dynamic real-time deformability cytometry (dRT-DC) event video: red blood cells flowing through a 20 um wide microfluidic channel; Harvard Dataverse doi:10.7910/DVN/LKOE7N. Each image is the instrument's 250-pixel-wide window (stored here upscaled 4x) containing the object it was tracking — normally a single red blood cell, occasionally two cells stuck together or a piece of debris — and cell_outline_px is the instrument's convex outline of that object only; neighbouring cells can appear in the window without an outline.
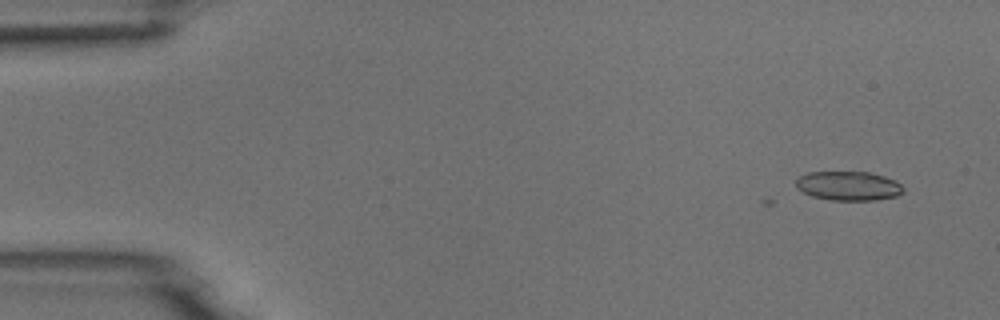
{"species": "common noctule bat (a hibernating species)", "species_latin": "Nyctalus noctula", "temperature_condition": "room temperature", "stored_images_in_passage": 3, "camera_frame_rate_fps": 3000, "um_per_image_px": 0.085, "animal": {"sex": "male", "body_mass_g": 18.8}, "frame": {"image": 1, "passage_image": 3, "time_ms": 2.333, "image_size_px": [1000, 320], "cell_outline_px": [[904, 192], [896, 196], [876, 200], [828, 200], [812, 196], [796, 188], [796, 176], [808, 172], [868, 172], [884, 176], [896, 180], [904, 188]], "centroid_in_image_um": [72.1, 15.8], "position_along_channel_um": 12.9, "area_um2": 18.44}}